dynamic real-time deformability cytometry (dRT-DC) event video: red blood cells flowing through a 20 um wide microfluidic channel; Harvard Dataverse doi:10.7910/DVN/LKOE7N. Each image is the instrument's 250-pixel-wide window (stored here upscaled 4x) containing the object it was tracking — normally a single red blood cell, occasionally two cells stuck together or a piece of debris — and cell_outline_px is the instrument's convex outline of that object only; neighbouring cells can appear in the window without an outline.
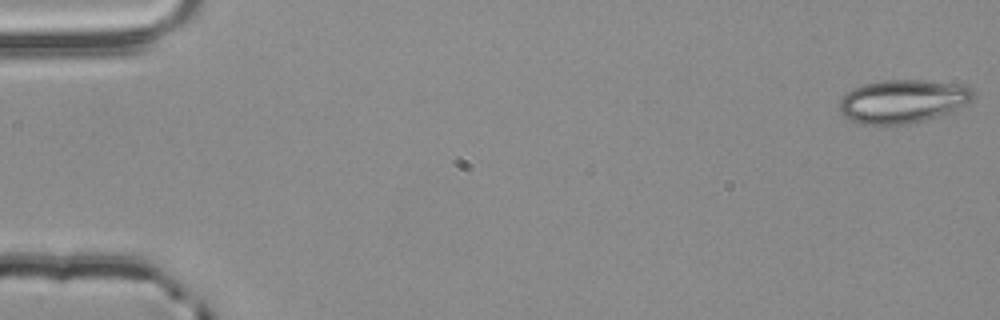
{"species": "common noctule bat (a hibernating species)", "species_latin": "Nyctalus noctula", "temperature_condition": "room temperature", "stored_images_in_passage": 54, "camera_frame_rate_fps": 3000, "um_per_image_px": 0.085, "animal": {"sex": "male", "body_mass_g": 20.4}, "frame": {"image": 1, "passage_image": 1, "time_ms": 0.0, "image_size_px": [1000, 320], "cell_outline_px": [[976, 96], [972, 100], [956, 112], [908, 124], [860, 124], [844, 116], [840, 112], [840, 100], [852, 88], [864, 84], [884, 80], [920, 80], [968, 84], [976, 92]], "centroid_in_image_um": [76.85, 8.6], "position_along_channel_um": 8.2, "area_um2": 34.39}}
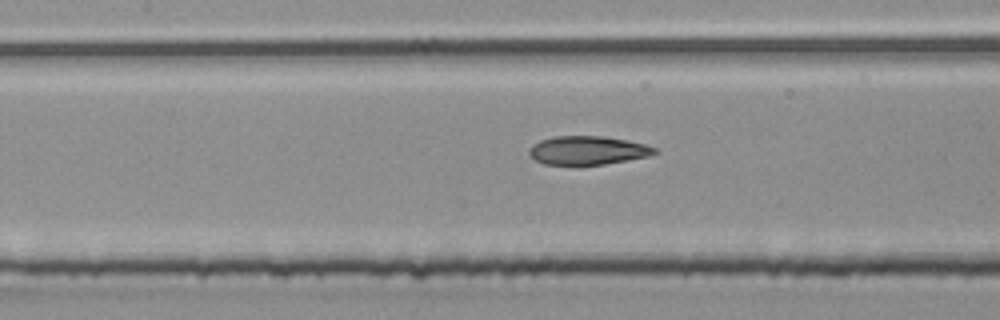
{"frame": {"image": 2, "passage_image": 25, "time_ms": 8.0, "image_size_px": [1000, 320], "cell_outline_px": [[656, 152], [648, 156], [604, 164], [580, 168], [576, 168], [544, 164], [536, 160], [528, 152], [540, 140], [552, 136], [604, 136], [628, 140], [644, 144], [656, 148]], "centroid_in_image_um": [49.92, 12.82], "position_along_channel_um": 157.5, "area_um2": 21.44}}
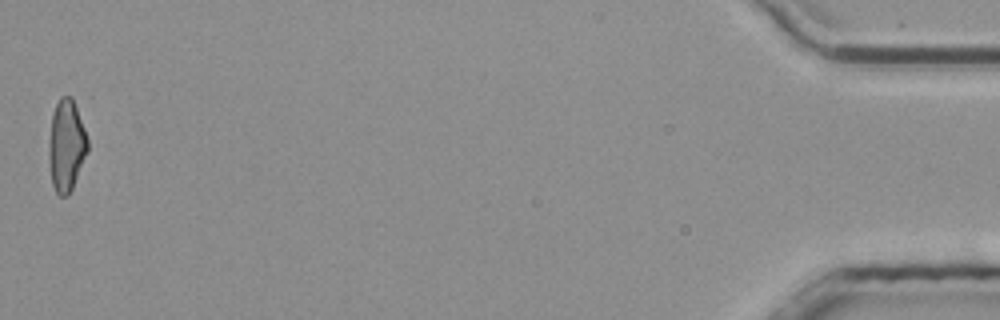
{"frame": {"image": 3, "passage_image": 54, "time_ms": 17.667, "image_size_px": [1000, 320], "cell_outline_px": [[88, 152], [72, 188], [68, 196], [60, 196], [56, 192], [52, 184], [48, 152], [52, 112], [60, 96], [72, 96], [84, 128], [88, 140]], "centroid_in_image_um": [5.64, 12.36], "position_along_channel_um": 429.6, "area_um2": 20.69}, "authors_computed_cell_mechanics": {"area_um2": 21.5594, "velocity_mm_per_s": 3.8689, "shape_relaxation_time_tau1_ms": 9.1368, "shape_relaxation_time_tau2_ms": 2.2703, "deformation_change_tau1": 0.2151, "deformation_change_tau2": 0.1119}}